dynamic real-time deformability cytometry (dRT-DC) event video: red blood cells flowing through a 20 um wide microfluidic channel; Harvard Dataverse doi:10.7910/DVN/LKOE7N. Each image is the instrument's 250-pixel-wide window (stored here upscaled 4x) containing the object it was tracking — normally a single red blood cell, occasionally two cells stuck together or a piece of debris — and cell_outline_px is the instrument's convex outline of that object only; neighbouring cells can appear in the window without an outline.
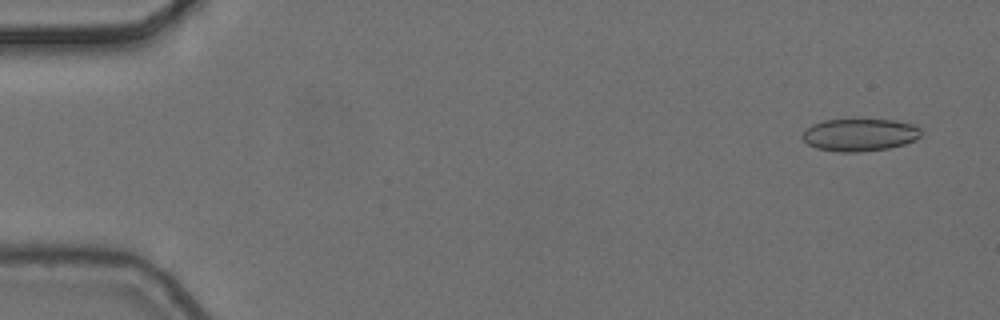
{"species": "common noctule bat (a hibernating species)", "species_latin": "Nyctalus noctula", "temperature_condition": "cold", "stored_images_in_passage": 4, "camera_frame_rate_fps": 3000, "um_per_image_px": 0.085, "animal": {"sex": "female", "body_mass_g": 24.6, "forearm_length_mm": 56.2}, "frame": {"image": 1, "passage_image": 1, "time_ms": 0.0, "image_size_px": [1000, 320], "cell_outline_px": [[920, 136], [916, 140], [904, 144], [888, 148], [860, 152], [840, 152], [816, 148], [808, 144], [804, 140], [804, 132], [812, 124], [824, 120], [892, 120], [912, 124], [920, 128]], "centroid_in_image_um": [73.09, 11.47], "position_along_channel_um": 11.9, "area_um2": 22.2}}
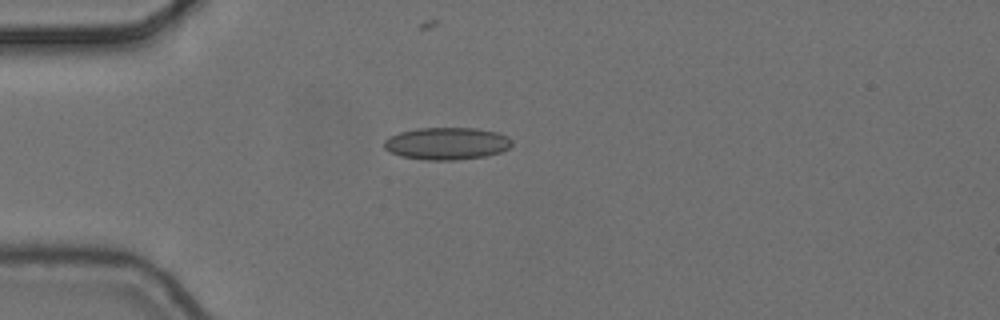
{"frame": {"image": 2, "passage_image": 4, "time_ms": 1.0, "image_size_px": [1000, 320], "cell_outline_px": [[512, 144], [508, 148], [500, 152], [484, 156], [456, 160], [424, 160], [400, 156], [384, 148], [384, 140], [400, 132], [416, 128], [476, 128], [496, 132], [508, 136], [512, 140]], "centroid_in_image_um": [37.98, 12.2], "position_along_channel_um": 47.0, "area_um2": 23.99}}